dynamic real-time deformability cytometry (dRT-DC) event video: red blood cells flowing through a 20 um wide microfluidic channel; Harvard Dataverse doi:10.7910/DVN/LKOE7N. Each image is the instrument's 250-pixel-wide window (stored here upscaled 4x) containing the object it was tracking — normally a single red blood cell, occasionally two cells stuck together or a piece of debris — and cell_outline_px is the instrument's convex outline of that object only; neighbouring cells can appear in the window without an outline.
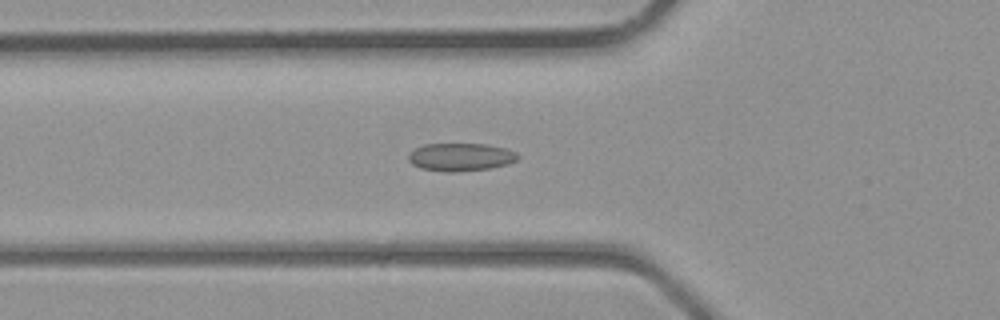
{"species": "common noctule bat (a hibernating species)", "species_latin": "Nyctalus noctula", "temperature_condition": "room temperature", "stored_images_in_passage": 36, "camera_frame_rate_fps": 3000, "um_per_image_px": 0.085, "animal": {"sex": "male", "body_mass_g": 23.1, "forearm_length_mm": 52.7}, "frame": {"image": 1, "passage_image": 13, "time_ms": 4.0, "image_size_px": [1000, 320], "cell_outline_px": [[520, 156], [516, 160], [508, 164], [492, 168], [456, 172], [444, 172], [420, 168], [412, 164], [408, 160], [408, 156], [416, 148], [424, 144], [484, 144], [508, 148], [516, 152]], "centroid_in_image_um": [39.18, 13.35], "position_along_channel_um": 86.6, "area_um2": 17.92}}
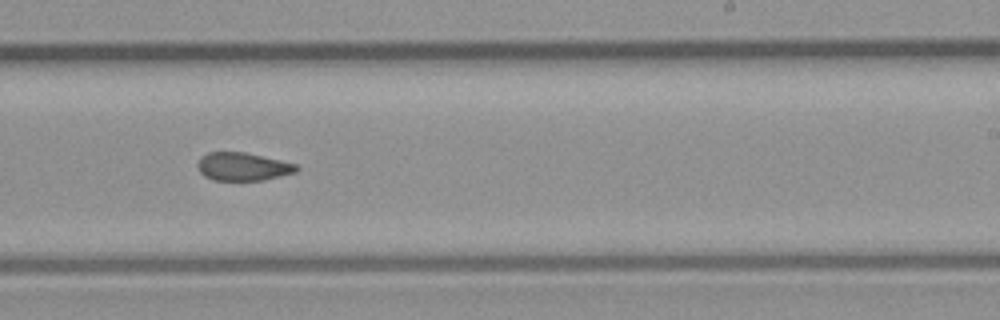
{"frame": {"image": 2, "passage_image": 23, "time_ms": 7.333, "image_size_px": [1000, 320], "cell_outline_px": [[300, 168], [296, 172], [264, 180], [212, 180], [204, 176], [200, 172], [196, 164], [200, 156], [208, 152], [244, 152], [280, 160], [296, 164]], "centroid_in_image_um": [20.61, 14.16], "position_along_channel_um": 268.4, "area_um2": 16.24}}
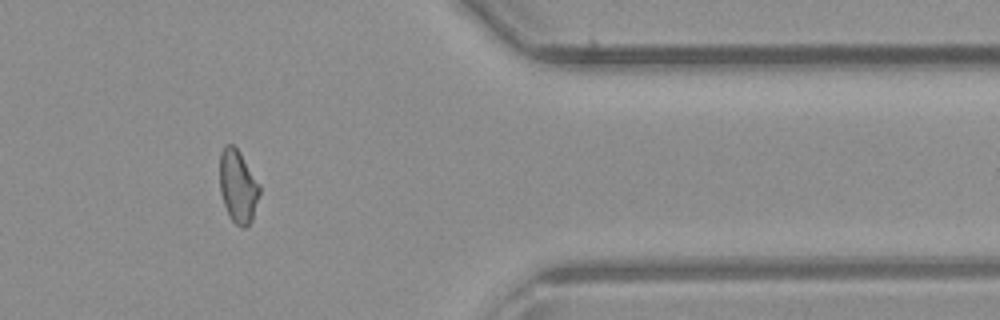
{"frame": {"image": 3, "passage_image": 31, "time_ms": 10.0, "image_size_px": [1000, 320], "cell_outline_px": [[260, 192], [252, 220], [244, 228], [240, 228], [232, 220], [224, 204], [220, 192], [220, 152], [224, 144], [232, 144], [240, 152], [260, 184]], "centroid_in_image_um": [20.23, 15.82], "position_along_channel_um": 391.2, "area_um2": 16.94}}